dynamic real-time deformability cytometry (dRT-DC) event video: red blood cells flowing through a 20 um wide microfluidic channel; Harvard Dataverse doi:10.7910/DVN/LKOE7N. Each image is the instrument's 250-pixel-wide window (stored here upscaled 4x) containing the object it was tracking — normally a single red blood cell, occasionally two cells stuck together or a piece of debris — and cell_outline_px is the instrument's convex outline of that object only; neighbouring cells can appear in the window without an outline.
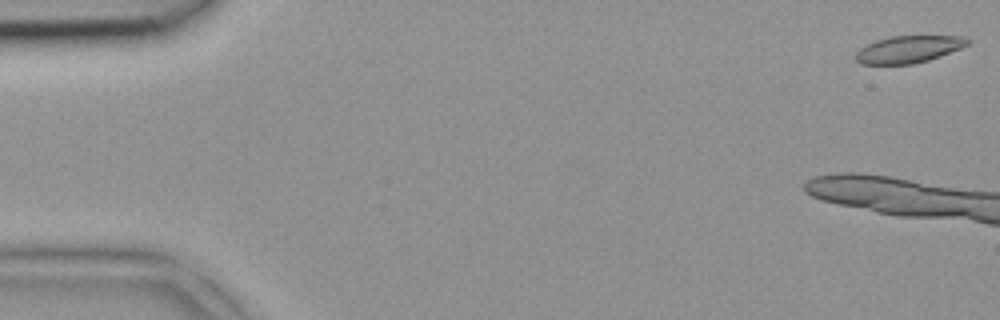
{"species": "common noctule bat (a hibernating species)", "species_latin": "Nyctalus noctula", "temperature_condition": "room temperature", "stored_images_in_passage": 4, "camera_frame_rate_fps": 3000, "um_per_image_px": 0.085, "animal": {"sex": "female", "body_mass_g": 18.4}, "frame": {"image": 1, "passage_image": 1, "time_ms": 0.0, "image_size_px": [1000, 320], "cell_outline_px": [[968, 44], [960, 48], [940, 56], [928, 60], [912, 64], [860, 64], [856, 60], [856, 52], [860, 48], [876, 40], [888, 36], [964, 36], [968, 40]], "centroid_in_image_um": [77.19, 4.19], "position_along_channel_um": 7.8, "area_um2": 17.51}}